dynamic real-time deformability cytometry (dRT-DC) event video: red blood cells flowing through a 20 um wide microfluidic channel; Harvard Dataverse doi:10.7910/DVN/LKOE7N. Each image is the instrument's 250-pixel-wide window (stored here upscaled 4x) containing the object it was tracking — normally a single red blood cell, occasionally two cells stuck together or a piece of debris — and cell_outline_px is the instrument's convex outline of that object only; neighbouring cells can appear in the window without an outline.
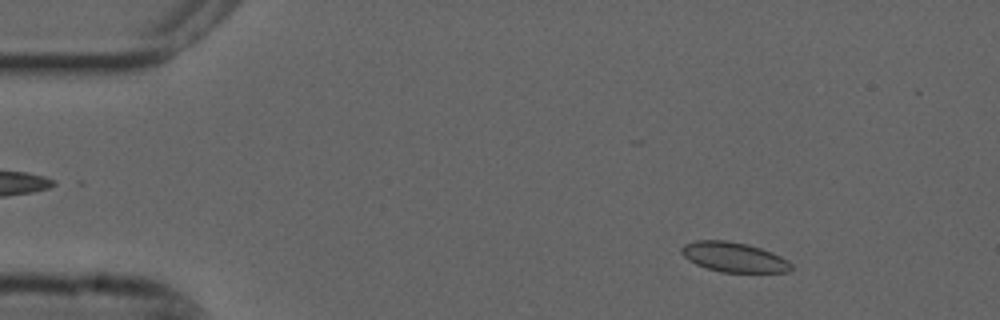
{"species": "common noctule bat (a hibernating species)", "species_latin": "Nyctalus noctula", "temperature_condition": "cold", "stored_images_in_passage": 30, "camera_frame_rate_fps": 3000, "um_per_image_px": 0.085, "animal": {"sex": "male", "forearm_length_mm": 52.5}, "frame": {"image": 1, "passage_image": 7, "time_ms": 2.0, "image_size_px": [1000, 320], "cell_outline_px": [[792, 268], [788, 272], [720, 272], [696, 264], [688, 260], [680, 252], [680, 248], [684, 244], [696, 240], [728, 240], [748, 244], [772, 252], [788, 260], [792, 264]], "centroid_in_image_um": [62.37, 21.85], "position_along_channel_um": 22.6, "area_um2": 19.13}}
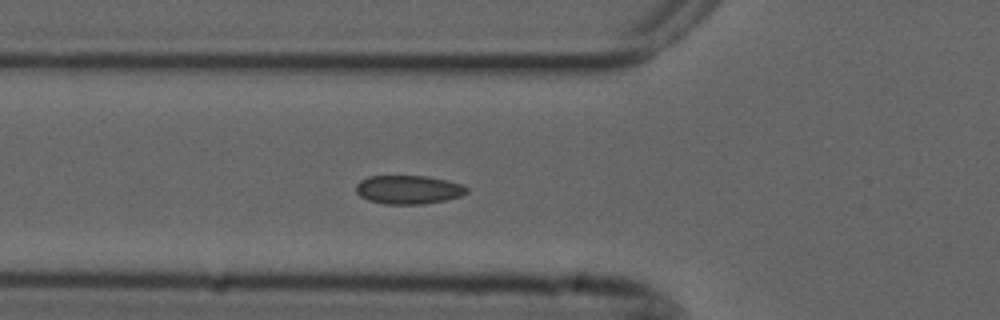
{"frame": {"image": 2, "passage_image": 19, "time_ms": 6.0, "image_size_px": [1000, 320], "cell_outline_px": [[468, 192], [460, 196], [444, 200], [424, 204], [384, 204], [368, 200], [360, 196], [356, 192], [356, 184], [360, 180], [368, 176], [428, 176], [464, 184], [468, 188]], "centroid_in_image_um": [34.72, 16.11], "position_along_channel_um": 91.1, "area_um2": 18.61}}
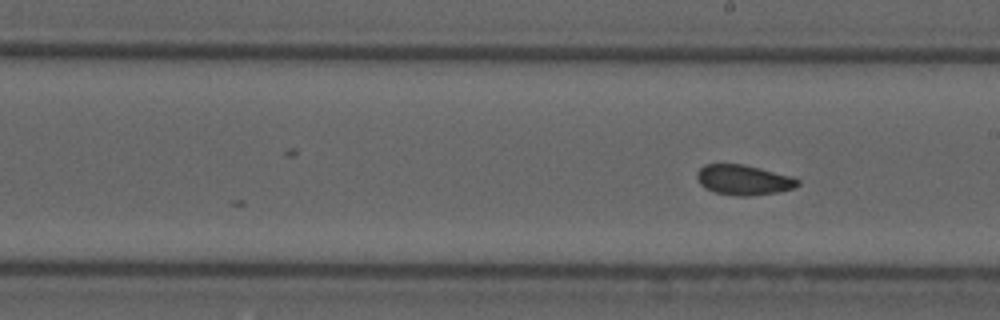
{"frame": {"image": 3, "passage_image": 30, "time_ms": 9.667, "image_size_px": [1000, 320], "cell_outline_px": [[800, 184], [792, 188], [780, 192], [748, 196], [736, 196], [712, 192], [704, 188], [700, 184], [696, 176], [696, 172], [704, 164], [744, 164], [792, 176], [800, 180]], "centroid_in_image_um": [63.18, 15.3], "position_along_channel_um": 225.8, "area_um2": 17.92}}